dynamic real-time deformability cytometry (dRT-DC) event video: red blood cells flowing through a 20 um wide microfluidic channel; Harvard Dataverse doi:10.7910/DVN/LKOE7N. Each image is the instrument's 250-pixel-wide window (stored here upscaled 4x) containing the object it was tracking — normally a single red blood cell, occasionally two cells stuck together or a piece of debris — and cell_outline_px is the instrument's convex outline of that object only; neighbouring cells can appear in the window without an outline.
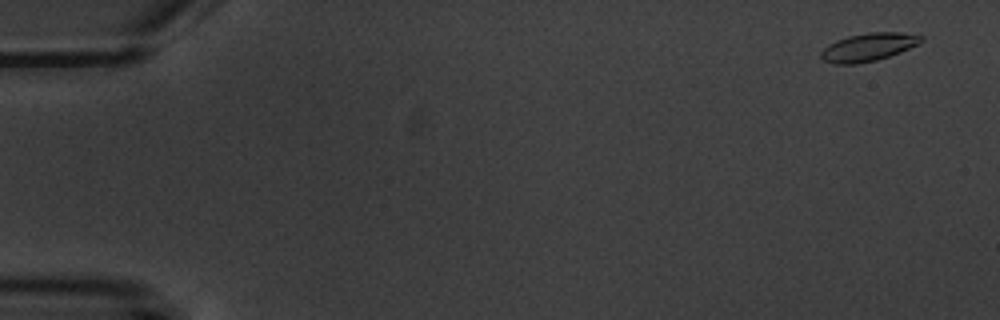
{"species": "common noctule bat (a hibernating species)", "species_latin": "Nyctalus noctula", "temperature_condition": "warm", "stored_images_in_passage": 10, "camera_frame_rate_fps": 3000, "um_per_image_px": 0.085, "animal": {"sex": "male", "body_mass_g": 20.1, "forearm_length_mm": 53.5}, "frame": {"image": 1, "passage_image": 1, "time_ms": 0.0, "image_size_px": [1000, 320], "cell_outline_px": [[924, 40], [920, 44], [900, 52], [876, 60], [856, 64], [836, 64], [824, 60], [820, 56], [820, 52], [828, 44], [836, 40], [848, 36], [868, 32], [900, 32], [924, 36]], "centroid_in_image_um": [73.83, 3.99], "position_along_channel_um": 11.2, "area_um2": 16.42}}
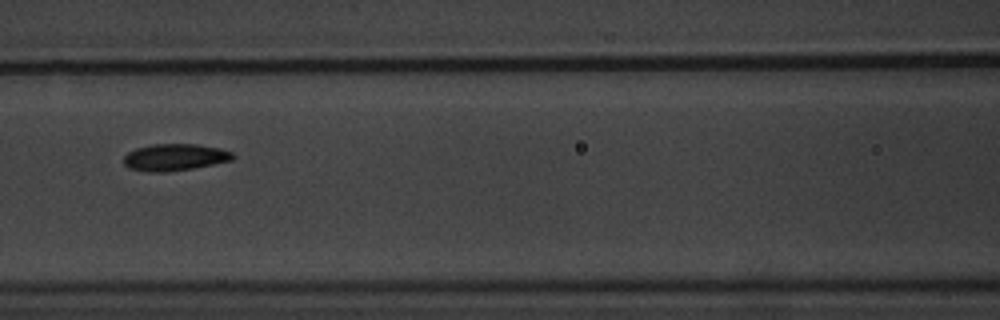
{"frame": {"image": 2, "passage_image": 7, "time_ms": 8.0, "image_size_px": [1000, 320], "cell_outline_px": [[236, 156], [232, 160], [192, 168], [168, 172], [148, 172], [128, 168], [124, 164], [124, 156], [128, 152], [136, 148], [152, 144], [196, 144], [220, 148], [232, 152]], "centroid_in_image_um": [14.84, 13.36], "position_along_channel_um": 151.8, "area_um2": 17.11}}
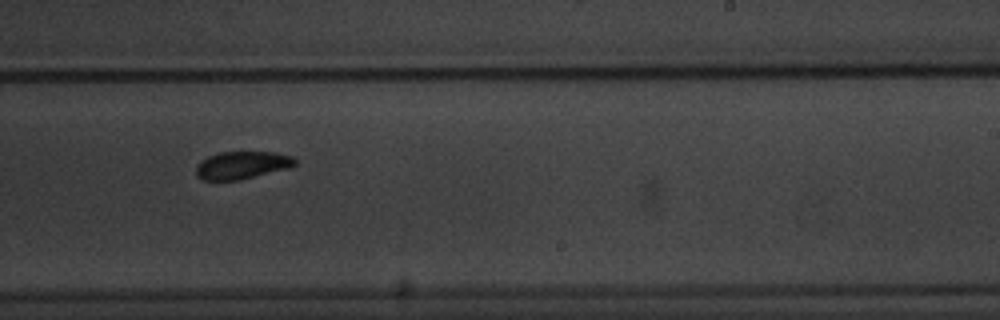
{"frame": {"image": 3, "passage_image": 10, "time_ms": 11.333, "image_size_px": [1000, 320], "cell_outline_px": [[296, 164], [288, 168], [240, 180], [200, 180], [196, 176], [196, 164], [200, 160], [208, 156], [220, 152], [276, 152], [292, 156], [296, 160]], "centroid_in_image_um": [20.53, 14.04], "position_along_channel_um": 268.5, "area_um2": 16.07}}